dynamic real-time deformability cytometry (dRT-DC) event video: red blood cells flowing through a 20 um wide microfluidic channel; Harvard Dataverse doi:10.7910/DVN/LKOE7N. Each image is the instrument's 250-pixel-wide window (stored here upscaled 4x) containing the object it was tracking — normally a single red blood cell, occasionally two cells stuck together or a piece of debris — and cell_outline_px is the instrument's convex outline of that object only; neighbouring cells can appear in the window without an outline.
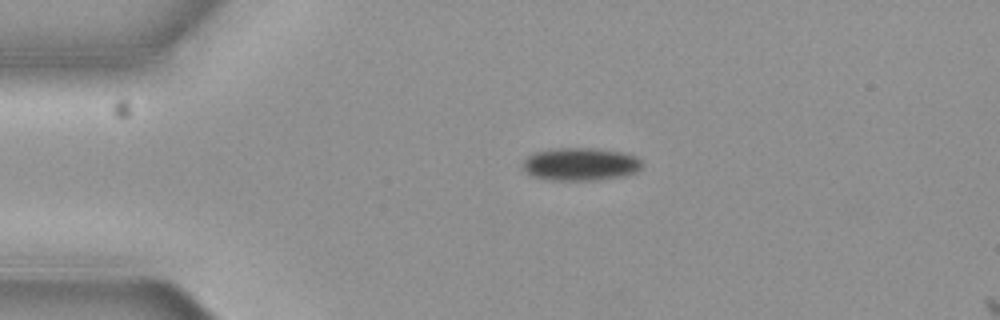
{"species": "common noctule bat (a hibernating species)", "species_latin": "Nyctalus noctula", "temperature_condition": "cold", "stored_images_in_passage": 5, "camera_frame_rate_fps": 3000, "um_per_image_px": 0.085, "animal": {"sex": "female", "body_mass_g": 19.3, "forearm_length_mm": 54.1}, "frame": {"image": 1, "passage_image": 3, "time_ms": 0.667, "image_size_px": [1000, 320], "cell_outline_px": [[644, 168], [636, 172], [624, 176], [596, 180], [548, 180], [532, 176], [524, 168], [524, 160], [528, 156], [536, 152], [560, 148], [588, 148], [620, 152], [636, 156], [644, 164]], "centroid_in_image_um": [49.4, 13.97], "position_along_channel_um": 35.6, "area_um2": 22.72}}